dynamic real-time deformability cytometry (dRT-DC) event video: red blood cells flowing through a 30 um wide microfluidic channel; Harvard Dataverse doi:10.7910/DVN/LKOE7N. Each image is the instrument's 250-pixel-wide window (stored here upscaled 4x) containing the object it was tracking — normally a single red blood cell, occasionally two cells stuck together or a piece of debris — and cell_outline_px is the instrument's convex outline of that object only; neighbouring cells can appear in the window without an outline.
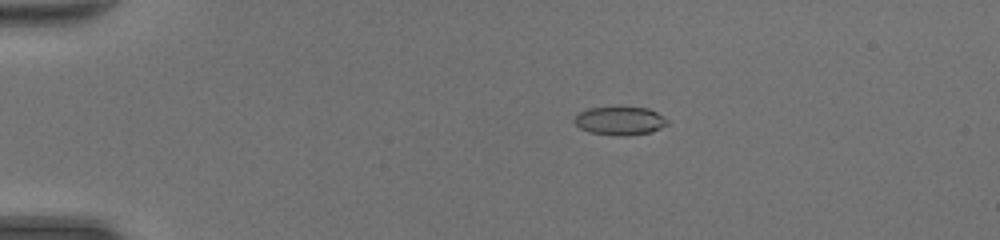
{"species": "common noctule bat (a hibernating species)", "species_latin": "Nyctalus noctula", "temperature_condition": "room temperature", "stored_images_in_passage": 49, "camera_frame_rate_fps": 3000, "um_per_image_px": 0.085, "animal": {"sex": "female", "body_mass_g": 20.0, "forearm_length_mm": 54.0}, "frame": {"image": 1, "passage_image": 11, "time_ms": 3.333, "image_size_px": [1000, 240], "cell_outline_px": [[668, 124], [652, 132], [624, 136], [616, 136], [588, 132], [580, 128], [572, 120], [580, 112], [588, 108], [648, 108], [664, 116], [668, 120]], "centroid_in_image_um": [52.69, 10.29], "position_along_channel_um": 32.3, "area_um2": 15.32}}
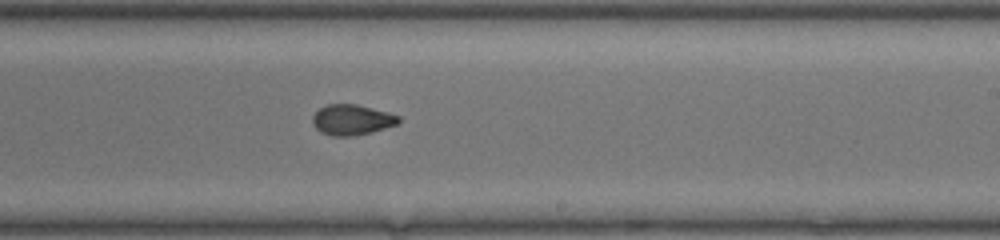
{"frame": {"image": 2, "passage_image": 31, "time_ms": 10.0, "image_size_px": [1000, 240], "cell_outline_px": [[400, 120], [396, 124], [372, 132], [352, 136], [332, 136], [320, 132], [312, 124], [312, 116], [320, 108], [328, 104], [356, 104], [388, 112], [400, 116]], "centroid_in_image_um": [29.88, 10.18], "position_along_channel_um": 259.1, "area_um2": 15.26}}
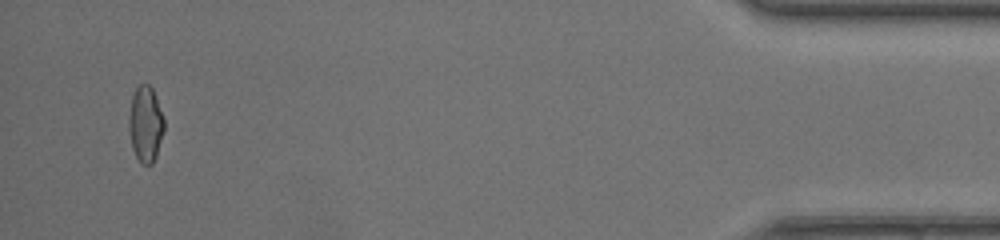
{"frame": {"image": 3, "passage_image": 47, "time_ms": 15.333, "image_size_px": [1000, 240], "cell_outline_px": [[164, 132], [156, 156], [152, 164], [140, 164], [132, 148], [128, 128], [128, 116], [132, 96], [136, 88], [140, 84], [148, 84], [152, 88], [164, 120]], "centroid_in_image_um": [12.35, 10.57], "position_along_channel_um": 422.8, "area_um2": 15.61}, "authors_computed_cell_mechanics": {"area_um2": 15.6638, "velocity_mm_per_s": 4.4345, "shape_relaxation_time_tau1_ms": 8.3467, "shape_relaxation_time_tau2_ms": 3.0236, "deformation_change_tau1": 0.1848, "deformation_change_tau2": 0.0774}}